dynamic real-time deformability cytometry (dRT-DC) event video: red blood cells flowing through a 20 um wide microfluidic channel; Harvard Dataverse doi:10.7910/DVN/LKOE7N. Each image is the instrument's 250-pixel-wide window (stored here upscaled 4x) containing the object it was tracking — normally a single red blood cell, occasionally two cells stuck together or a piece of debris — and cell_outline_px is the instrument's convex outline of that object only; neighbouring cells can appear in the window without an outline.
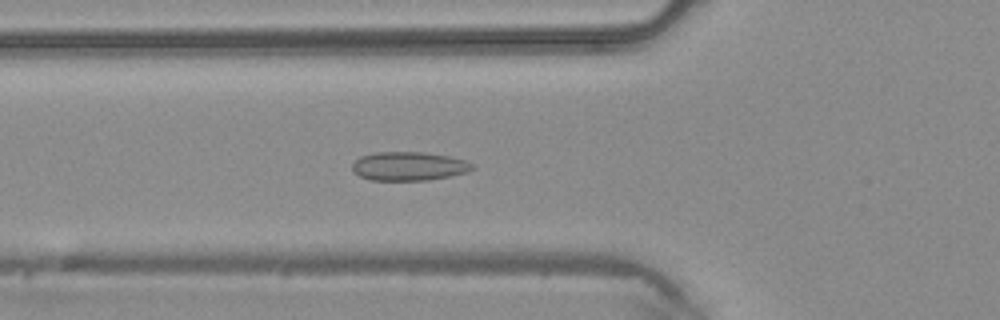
{"species": "common noctule bat (a hibernating species)", "species_latin": "Nyctalus noctula", "temperature_condition": "warm", "stored_images_in_passage": 41, "camera_frame_rate_fps": 3000, "um_per_image_px": 0.085, "animal": {"sex": "male", "body_mass_g": 20.4}, "frame": {"image": 1, "passage_image": 12, "time_ms": 3.667, "image_size_px": [1000, 320], "cell_outline_px": [[476, 168], [468, 172], [428, 180], [372, 180], [360, 176], [352, 172], [352, 164], [360, 156], [376, 152], [424, 152], [448, 156], [464, 160], [472, 164]], "centroid_in_image_um": [34.73, 14.12], "position_along_channel_um": 91.1, "area_um2": 20.11}}
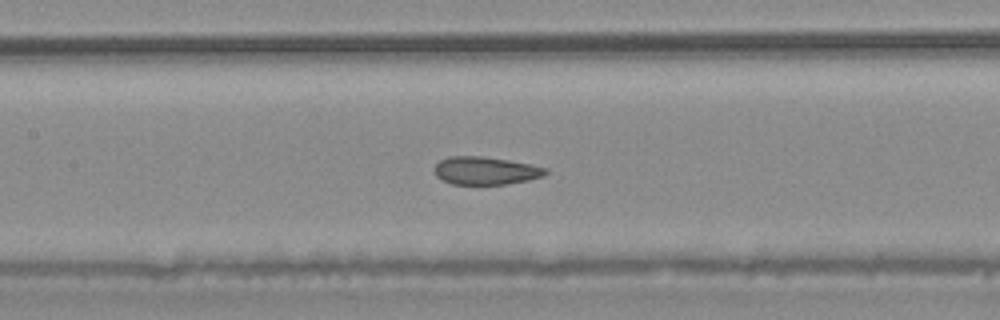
{"frame": {"image": 2, "passage_image": 17, "time_ms": 5.333, "image_size_px": [1000, 320], "cell_outline_px": [[548, 172], [544, 176], [528, 180], [508, 184], [452, 184], [436, 176], [436, 164], [440, 160], [448, 156], [480, 156], [508, 160], [532, 164], [548, 168]], "centroid_in_image_um": [41.32, 14.5], "position_along_channel_um": 166.1, "area_um2": 18.03}}
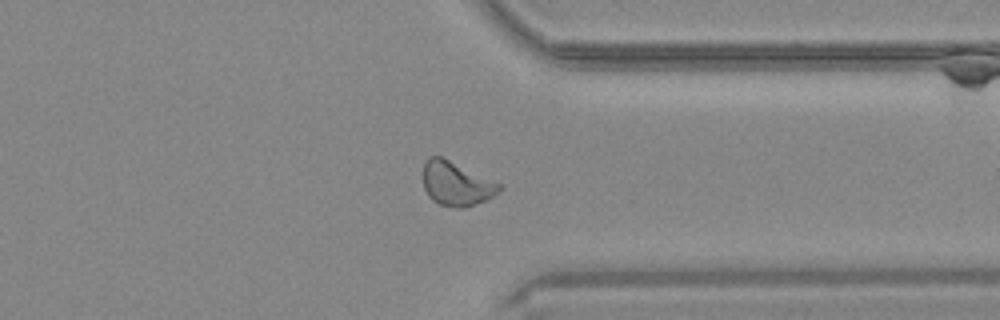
{"frame": {"image": 3, "passage_image": 31, "time_ms": 10.0, "image_size_px": [1000, 320], "cell_outline_px": [[504, 188], [488, 200], [464, 208], [456, 208], [440, 204], [432, 200], [428, 196], [424, 188], [424, 164], [428, 156], [440, 156], [504, 184]], "centroid_in_image_um": [38.84, 15.63], "position_along_channel_um": 372.6, "area_um2": 19.83}}